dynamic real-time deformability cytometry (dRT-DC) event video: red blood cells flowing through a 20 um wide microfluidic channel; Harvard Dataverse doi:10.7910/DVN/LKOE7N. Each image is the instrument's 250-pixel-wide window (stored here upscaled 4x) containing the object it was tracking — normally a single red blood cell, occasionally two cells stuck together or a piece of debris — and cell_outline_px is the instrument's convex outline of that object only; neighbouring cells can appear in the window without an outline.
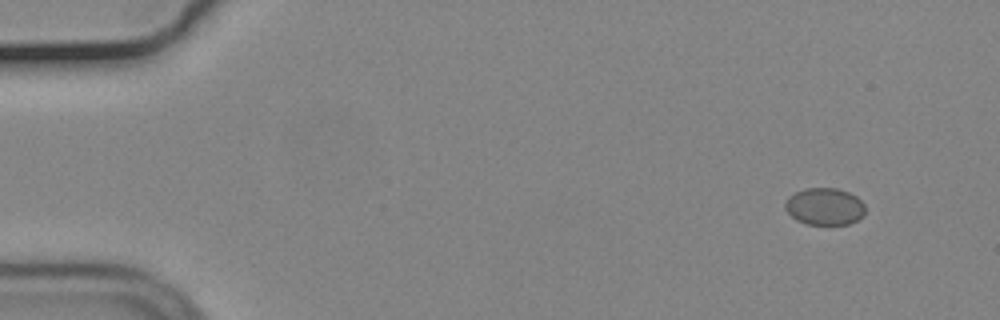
{"species": "common noctule bat (a hibernating species)", "species_latin": "Nyctalus noctula", "temperature_condition": "cold", "stored_images_in_passage": 52, "camera_frame_rate_fps": 3000, "um_per_image_px": 0.085, "animal": {"sex": "male", "body_mass_g": 19.2, "forearm_length_mm": 51.8}, "frame": {"image": 1, "passage_image": 1, "time_ms": 0.0, "image_size_px": [1000, 320], "cell_outline_px": [[864, 216], [848, 224], [804, 224], [796, 220], [784, 208], [784, 204], [788, 196], [804, 188], [836, 188], [848, 192], [856, 196], [864, 204]], "centroid_in_image_um": [70.07, 17.55], "position_along_channel_um": 14.9, "area_um2": 17.34}}
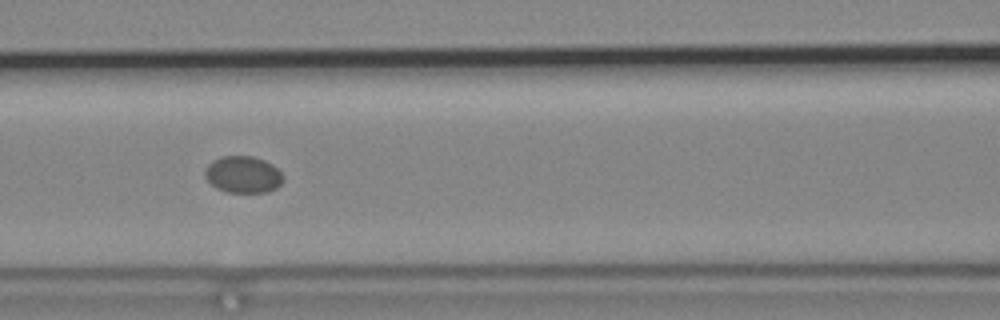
{"frame": {"image": 2, "passage_image": 21, "time_ms": 6.667, "image_size_px": [1000, 320], "cell_outline_px": [[284, 180], [276, 188], [268, 192], [228, 192], [216, 188], [204, 176], [204, 168], [212, 160], [224, 156], [252, 156], [264, 160], [272, 164], [284, 176]], "centroid_in_image_um": [20.65, 14.83], "position_along_channel_um": 145.9, "area_um2": 16.82}}
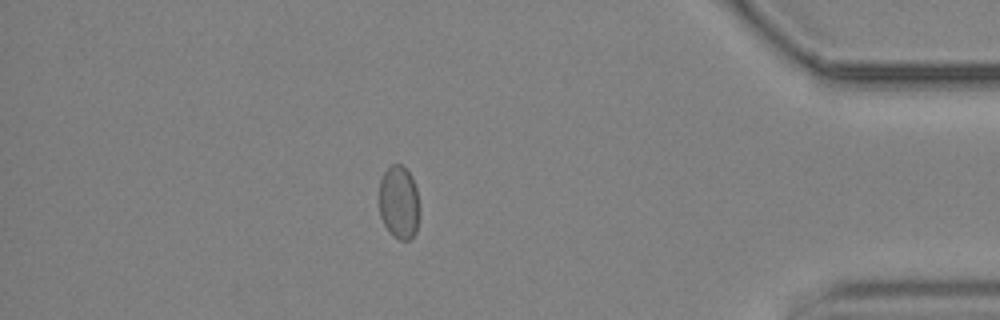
{"frame": {"image": 3, "passage_image": 45, "time_ms": 14.667, "image_size_px": [1000, 320], "cell_outline_px": [[416, 232], [408, 240], [400, 240], [392, 236], [384, 224], [380, 216], [380, 180], [384, 172], [392, 164], [400, 164], [412, 176], [416, 188]], "centroid_in_image_um": [33.87, 17.19], "position_along_channel_um": 401.3, "area_um2": 16.65}}